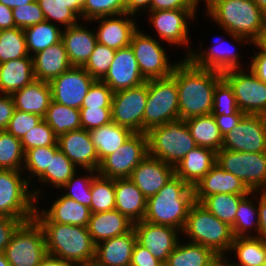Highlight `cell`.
Wrapping results in <instances>:
<instances>
[{
    "instance_id": "1",
    "label": "cell",
    "mask_w": 266,
    "mask_h": 266,
    "mask_svg": "<svg viewBox=\"0 0 266 266\" xmlns=\"http://www.w3.org/2000/svg\"><path fill=\"white\" fill-rule=\"evenodd\" d=\"M171 76L178 88L179 119L211 114L221 72L198 67L187 58L175 64Z\"/></svg>"
},
{
    "instance_id": "2",
    "label": "cell",
    "mask_w": 266,
    "mask_h": 266,
    "mask_svg": "<svg viewBox=\"0 0 266 266\" xmlns=\"http://www.w3.org/2000/svg\"><path fill=\"white\" fill-rule=\"evenodd\" d=\"M194 203L193 187L174 175L161 190L147 198L143 220L183 230Z\"/></svg>"
},
{
    "instance_id": "3",
    "label": "cell",
    "mask_w": 266,
    "mask_h": 266,
    "mask_svg": "<svg viewBox=\"0 0 266 266\" xmlns=\"http://www.w3.org/2000/svg\"><path fill=\"white\" fill-rule=\"evenodd\" d=\"M207 11L237 41L255 43L266 29V14L253 0H218Z\"/></svg>"
},
{
    "instance_id": "4",
    "label": "cell",
    "mask_w": 266,
    "mask_h": 266,
    "mask_svg": "<svg viewBox=\"0 0 266 266\" xmlns=\"http://www.w3.org/2000/svg\"><path fill=\"white\" fill-rule=\"evenodd\" d=\"M43 230L47 254L75 264L95 260V248L87 227L56 222H37Z\"/></svg>"
},
{
    "instance_id": "5",
    "label": "cell",
    "mask_w": 266,
    "mask_h": 266,
    "mask_svg": "<svg viewBox=\"0 0 266 266\" xmlns=\"http://www.w3.org/2000/svg\"><path fill=\"white\" fill-rule=\"evenodd\" d=\"M147 134L148 155L175 167L197 147L185 120L177 119L150 129Z\"/></svg>"
},
{
    "instance_id": "6",
    "label": "cell",
    "mask_w": 266,
    "mask_h": 266,
    "mask_svg": "<svg viewBox=\"0 0 266 266\" xmlns=\"http://www.w3.org/2000/svg\"><path fill=\"white\" fill-rule=\"evenodd\" d=\"M182 231L189 236L190 242L206 246L221 255L230 250L235 238L230 225L197 202L191 206Z\"/></svg>"
},
{
    "instance_id": "7",
    "label": "cell",
    "mask_w": 266,
    "mask_h": 266,
    "mask_svg": "<svg viewBox=\"0 0 266 266\" xmlns=\"http://www.w3.org/2000/svg\"><path fill=\"white\" fill-rule=\"evenodd\" d=\"M177 119H179V102L176 80L172 76L148 80L144 133Z\"/></svg>"
},
{
    "instance_id": "8",
    "label": "cell",
    "mask_w": 266,
    "mask_h": 266,
    "mask_svg": "<svg viewBox=\"0 0 266 266\" xmlns=\"http://www.w3.org/2000/svg\"><path fill=\"white\" fill-rule=\"evenodd\" d=\"M19 171L0 169V216L21 219L23 222L33 219L34 202L38 191L28 193L29 181L21 179Z\"/></svg>"
},
{
    "instance_id": "9",
    "label": "cell",
    "mask_w": 266,
    "mask_h": 266,
    "mask_svg": "<svg viewBox=\"0 0 266 266\" xmlns=\"http://www.w3.org/2000/svg\"><path fill=\"white\" fill-rule=\"evenodd\" d=\"M11 266H36L47 254L43 230L33 218L14 231L4 252Z\"/></svg>"
},
{
    "instance_id": "10",
    "label": "cell",
    "mask_w": 266,
    "mask_h": 266,
    "mask_svg": "<svg viewBox=\"0 0 266 266\" xmlns=\"http://www.w3.org/2000/svg\"><path fill=\"white\" fill-rule=\"evenodd\" d=\"M216 163L239 178L251 194L259 187L266 188V152L247 153L221 149L216 152Z\"/></svg>"
},
{
    "instance_id": "11",
    "label": "cell",
    "mask_w": 266,
    "mask_h": 266,
    "mask_svg": "<svg viewBox=\"0 0 266 266\" xmlns=\"http://www.w3.org/2000/svg\"><path fill=\"white\" fill-rule=\"evenodd\" d=\"M148 98V80L139 86L113 92L111 102L112 122L144 133V111Z\"/></svg>"
},
{
    "instance_id": "12",
    "label": "cell",
    "mask_w": 266,
    "mask_h": 266,
    "mask_svg": "<svg viewBox=\"0 0 266 266\" xmlns=\"http://www.w3.org/2000/svg\"><path fill=\"white\" fill-rule=\"evenodd\" d=\"M147 156V134L133 133L116 152L100 162L97 174L111 179L129 178L132 171Z\"/></svg>"
},
{
    "instance_id": "13",
    "label": "cell",
    "mask_w": 266,
    "mask_h": 266,
    "mask_svg": "<svg viewBox=\"0 0 266 266\" xmlns=\"http://www.w3.org/2000/svg\"><path fill=\"white\" fill-rule=\"evenodd\" d=\"M222 78L230 85L237 100L239 110L246 115L266 116V84L242 70H227Z\"/></svg>"
},
{
    "instance_id": "14",
    "label": "cell",
    "mask_w": 266,
    "mask_h": 266,
    "mask_svg": "<svg viewBox=\"0 0 266 266\" xmlns=\"http://www.w3.org/2000/svg\"><path fill=\"white\" fill-rule=\"evenodd\" d=\"M130 46L140 72L146 80L166 78L172 75L175 65L170 66L165 50L157 40L136 30L132 35Z\"/></svg>"
},
{
    "instance_id": "15",
    "label": "cell",
    "mask_w": 266,
    "mask_h": 266,
    "mask_svg": "<svg viewBox=\"0 0 266 266\" xmlns=\"http://www.w3.org/2000/svg\"><path fill=\"white\" fill-rule=\"evenodd\" d=\"M221 149L237 152H266V116L245 115L237 127L223 137Z\"/></svg>"
},
{
    "instance_id": "16",
    "label": "cell",
    "mask_w": 266,
    "mask_h": 266,
    "mask_svg": "<svg viewBox=\"0 0 266 266\" xmlns=\"http://www.w3.org/2000/svg\"><path fill=\"white\" fill-rule=\"evenodd\" d=\"M95 79L82 67L72 66L49 82L52 100L80 109Z\"/></svg>"
},
{
    "instance_id": "17",
    "label": "cell",
    "mask_w": 266,
    "mask_h": 266,
    "mask_svg": "<svg viewBox=\"0 0 266 266\" xmlns=\"http://www.w3.org/2000/svg\"><path fill=\"white\" fill-rule=\"evenodd\" d=\"M133 229L137 242L146 247L163 264L166 263L167 258L179 241L176 236L178 229L171 226L142 220L134 223Z\"/></svg>"
},
{
    "instance_id": "18",
    "label": "cell",
    "mask_w": 266,
    "mask_h": 266,
    "mask_svg": "<svg viewBox=\"0 0 266 266\" xmlns=\"http://www.w3.org/2000/svg\"><path fill=\"white\" fill-rule=\"evenodd\" d=\"M101 81L113 92L136 87L147 81L140 72L130 45L116 50L114 60Z\"/></svg>"
},
{
    "instance_id": "19",
    "label": "cell",
    "mask_w": 266,
    "mask_h": 266,
    "mask_svg": "<svg viewBox=\"0 0 266 266\" xmlns=\"http://www.w3.org/2000/svg\"><path fill=\"white\" fill-rule=\"evenodd\" d=\"M59 149L74 164H78L87 171L97 172L99 158L91 140L90 132L83 128L69 131L58 137Z\"/></svg>"
},
{
    "instance_id": "20",
    "label": "cell",
    "mask_w": 266,
    "mask_h": 266,
    "mask_svg": "<svg viewBox=\"0 0 266 266\" xmlns=\"http://www.w3.org/2000/svg\"><path fill=\"white\" fill-rule=\"evenodd\" d=\"M174 175L173 166L148 155L132 171L129 179L147 199L161 190Z\"/></svg>"
},
{
    "instance_id": "21",
    "label": "cell",
    "mask_w": 266,
    "mask_h": 266,
    "mask_svg": "<svg viewBox=\"0 0 266 266\" xmlns=\"http://www.w3.org/2000/svg\"><path fill=\"white\" fill-rule=\"evenodd\" d=\"M194 189L195 202L201 203L213 194H250L252 193L242 181L230 172H226L217 163L197 183Z\"/></svg>"
},
{
    "instance_id": "22",
    "label": "cell",
    "mask_w": 266,
    "mask_h": 266,
    "mask_svg": "<svg viewBox=\"0 0 266 266\" xmlns=\"http://www.w3.org/2000/svg\"><path fill=\"white\" fill-rule=\"evenodd\" d=\"M196 9H171L151 11V21L161 39L169 43L188 44V24ZM186 17V18H185Z\"/></svg>"
},
{
    "instance_id": "23",
    "label": "cell",
    "mask_w": 266,
    "mask_h": 266,
    "mask_svg": "<svg viewBox=\"0 0 266 266\" xmlns=\"http://www.w3.org/2000/svg\"><path fill=\"white\" fill-rule=\"evenodd\" d=\"M137 242L134 229L130 232L104 240L95 248V262L99 266H130L133 248Z\"/></svg>"
},
{
    "instance_id": "24",
    "label": "cell",
    "mask_w": 266,
    "mask_h": 266,
    "mask_svg": "<svg viewBox=\"0 0 266 266\" xmlns=\"http://www.w3.org/2000/svg\"><path fill=\"white\" fill-rule=\"evenodd\" d=\"M41 213L42 214L39 215L37 208L35 209L33 218L37 222H56L59 224H71L83 227L88 226L92 214L89 207L64 195L53 203L48 213L45 211Z\"/></svg>"
},
{
    "instance_id": "25",
    "label": "cell",
    "mask_w": 266,
    "mask_h": 266,
    "mask_svg": "<svg viewBox=\"0 0 266 266\" xmlns=\"http://www.w3.org/2000/svg\"><path fill=\"white\" fill-rule=\"evenodd\" d=\"M35 80L50 82L72 67L63 42L52 45L32 57Z\"/></svg>"
},
{
    "instance_id": "26",
    "label": "cell",
    "mask_w": 266,
    "mask_h": 266,
    "mask_svg": "<svg viewBox=\"0 0 266 266\" xmlns=\"http://www.w3.org/2000/svg\"><path fill=\"white\" fill-rule=\"evenodd\" d=\"M133 222L118 210L91 214L88 222V232L95 245L101 241L124 235L133 229Z\"/></svg>"
},
{
    "instance_id": "27",
    "label": "cell",
    "mask_w": 266,
    "mask_h": 266,
    "mask_svg": "<svg viewBox=\"0 0 266 266\" xmlns=\"http://www.w3.org/2000/svg\"><path fill=\"white\" fill-rule=\"evenodd\" d=\"M115 209L136 223L144 219L147 199L129 178L114 179Z\"/></svg>"
},
{
    "instance_id": "28",
    "label": "cell",
    "mask_w": 266,
    "mask_h": 266,
    "mask_svg": "<svg viewBox=\"0 0 266 266\" xmlns=\"http://www.w3.org/2000/svg\"><path fill=\"white\" fill-rule=\"evenodd\" d=\"M215 163L216 152L213 149L197 146L174 167V172L194 188Z\"/></svg>"
},
{
    "instance_id": "29",
    "label": "cell",
    "mask_w": 266,
    "mask_h": 266,
    "mask_svg": "<svg viewBox=\"0 0 266 266\" xmlns=\"http://www.w3.org/2000/svg\"><path fill=\"white\" fill-rule=\"evenodd\" d=\"M15 109L45 117L52 101L49 82L34 80L11 94Z\"/></svg>"
},
{
    "instance_id": "30",
    "label": "cell",
    "mask_w": 266,
    "mask_h": 266,
    "mask_svg": "<svg viewBox=\"0 0 266 266\" xmlns=\"http://www.w3.org/2000/svg\"><path fill=\"white\" fill-rule=\"evenodd\" d=\"M72 66H83L96 46V34L79 24L67 27L62 33V40Z\"/></svg>"
},
{
    "instance_id": "31",
    "label": "cell",
    "mask_w": 266,
    "mask_h": 266,
    "mask_svg": "<svg viewBox=\"0 0 266 266\" xmlns=\"http://www.w3.org/2000/svg\"><path fill=\"white\" fill-rule=\"evenodd\" d=\"M34 80L33 59L30 55L0 64V92L2 95H11Z\"/></svg>"
},
{
    "instance_id": "32",
    "label": "cell",
    "mask_w": 266,
    "mask_h": 266,
    "mask_svg": "<svg viewBox=\"0 0 266 266\" xmlns=\"http://www.w3.org/2000/svg\"><path fill=\"white\" fill-rule=\"evenodd\" d=\"M97 20H101L100 27L96 33V39L99 44L105 45L109 48L118 50L130 45L131 38L134 32L137 30L135 23L129 18L107 19V17H99Z\"/></svg>"
},
{
    "instance_id": "33",
    "label": "cell",
    "mask_w": 266,
    "mask_h": 266,
    "mask_svg": "<svg viewBox=\"0 0 266 266\" xmlns=\"http://www.w3.org/2000/svg\"><path fill=\"white\" fill-rule=\"evenodd\" d=\"M89 132L97 151L99 165L105 157L116 152L133 134L130 129L114 122L92 129Z\"/></svg>"
},
{
    "instance_id": "34",
    "label": "cell",
    "mask_w": 266,
    "mask_h": 266,
    "mask_svg": "<svg viewBox=\"0 0 266 266\" xmlns=\"http://www.w3.org/2000/svg\"><path fill=\"white\" fill-rule=\"evenodd\" d=\"M192 138L197 146L221 150L223 136L212 114L191 117L185 120Z\"/></svg>"
},
{
    "instance_id": "35",
    "label": "cell",
    "mask_w": 266,
    "mask_h": 266,
    "mask_svg": "<svg viewBox=\"0 0 266 266\" xmlns=\"http://www.w3.org/2000/svg\"><path fill=\"white\" fill-rule=\"evenodd\" d=\"M43 119L57 137L82 128L80 109L71 108L53 100Z\"/></svg>"
},
{
    "instance_id": "36",
    "label": "cell",
    "mask_w": 266,
    "mask_h": 266,
    "mask_svg": "<svg viewBox=\"0 0 266 266\" xmlns=\"http://www.w3.org/2000/svg\"><path fill=\"white\" fill-rule=\"evenodd\" d=\"M216 255L212 249L200 244L190 242L181 246L178 243L164 266H204Z\"/></svg>"
},
{
    "instance_id": "37",
    "label": "cell",
    "mask_w": 266,
    "mask_h": 266,
    "mask_svg": "<svg viewBox=\"0 0 266 266\" xmlns=\"http://www.w3.org/2000/svg\"><path fill=\"white\" fill-rule=\"evenodd\" d=\"M230 249L236 251L240 264L229 263V266H259L266 263V243L258 236L236 237Z\"/></svg>"
},
{
    "instance_id": "38",
    "label": "cell",
    "mask_w": 266,
    "mask_h": 266,
    "mask_svg": "<svg viewBox=\"0 0 266 266\" xmlns=\"http://www.w3.org/2000/svg\"><path fill=\"white\" fill-rule=\"evenodd\" d=\"M49 21L24 28L26 47L28 53L32 50L35 54L55 45L62 40V31Z\"/></svg>"
},
{
    "instance_id": "39",
    "label": "cell",
    "mask_w": 266,
    "mask_h": 266,
    "mask_svg": "<svg viewBox=\"0 0 266 266\" xmlns=\"http://www.w3.org/2000/svg\"><path fill=\"white\" fill-rule=\"evenodd\" d=\"M228 47H222L223 49L221 50L219 49L221 47L216 49L217 45L213 46L210 48L208 55H205L202 52L201 54H193L191 51V53L188 54L189 56L187 58L198 67L215 70L221 73L232 69L237 70L239 68L237 62L238 56L235 52H233V50H229Z\"/></svg>"
},
{
    "instance_id": "40",
    "label": "cell",
    "mask_w": 266,
    "mask_h": 266,
    "mask_svg": "<svg viewBox=\"0 0 266 266\" xmlns=\"http://www.w3.org/2000/svg\"><path fill=\"white\" fill-rule=\"evenodd\" d=\"M250 194H213L200 204L222 222L232 226L239 203Z\"/></svg>"
},
{
    "instance_id": "41",
    "label": "cell",
    "mask_w": 266,
    "mask_h": 266,
    "mask_svg": "<svg viewBox=\"0 0 266 266\" xmlns=\"http://www.w3.org/2000/svg\"><path fill=\"white\" fill-rule=\"evenodd\" d=\"M28 55L23 29L0 30V64Z\"/></svg>"
},
{
    "instance_id": "42",
    "label": "cell",
    "mask_w": 266,
    "mask_h": 266,
    "mask_svg": "<svg viewBox=\"0 0 266 266\" xmlns=\"http://www.w3.org/2000/svg\"><path fill=\"white\" fill-rule=\"evenodd\" d=\"M91 213L111 211L115 209L114 179L95 176L91 183Z\"/></svg>"
},
{
    "instance_id": "43",
    "label": "cell",
    "mask_w": 266,
    "mask_h": 266,
    "mask_svg": "<svg viewBox=\"0 0 266 266\" xmlns=\"http://www.w3.org/2000/svg\"><path fill=\"white\" fill-rule=\"evenodd\" d=\"M23 157V158H22ZM21 159H25V152L20 139L16 138L6 130L0 131V169H21Z\"/></svg>"
},
{
    "instance_id": "44",
    "label": "cell",
    "mask_w": 266,
    "mask_h": 266,
    "mask_svg": "<svg viewBox=\"0 0 266 266\" xmlns=\"http://www.w3.org/2000/svg\"><path fill=\"white\" fill-rule=\"evenodd\" d=\"M75 165L58 149L46 171L39 177L42 182H50L56 187H62L73 175H75Z\"/></svg>"
},
{
    "instance_id": "45",
    "label": "cell",
    "mask_w": 266,
    "mask_h": 266,
    "mask_svg": "<svg viewBox=\"0 0 266 266\" xmlns=\"http://www.w3.org/2000/svg\"><path fill=\"white\" fill-rule=\"evenodd\" d=\"M115 15L130 16L125 14V0H85L82 7V16L89 21Z\"/></svg>"
},
{
    "instance_id": "46",
    "label": "cell",
    "mask_w": 266,
    "mask_h": 266,
    "mask_svg": "<svg viewBox=\"0 0 266 266\" xmlns=\"http://www.w3.org/2000/svg\"><path fill=\"white\" fill-rule=\"evenodd\" d=\"M115 53V49L97 43L93 53L82 67L95 80H101L108 72L111 63L114 60Z\"/></svg>"
},
{
    "instance_id": "47",
    "label": "cell",
    "mask_w": 266,
    "mask_h": 266,
    "mask_svg": "<svg viewBox=\"0 0 266 266\" xmlns=\"http://www.w3.org/2000/svg\"><path fill=\"white\" fill-rule=\"evenodd\" d=\"M239 110L237 100L230 85L222 78L215 86L213 94V116L231 115Z\"/></svg>"
},
{
    "instance_id": "48",
    "label": "cell",
    "mask_w": 266,
    "mask_h": 266,
    "mask_svg": "<svg viewBox=\"0 0 266 266\" xmlns=\"http://www.w3.org/2000/svg\"><path fill=\"white\" fill-rule=\"evenodd\" d=\"M20 141L24 152H26L36 147L54 146L58 141V137L54 134L46 121L42 119V121L28 131Z\"/></svg>"
},
{
    "instance_id": "49",
    "label": "cell",
    "mask_w": 266,
    "mask_h": 266,
    "mask_svg": "<svg viewBox=\"0 0 266 266\" xmlns=\"http://www.w3.org/2000/svg\"><path fill=\"white\" fill-rule=\"evenodd\" d=\"M59 149L58 142L54 146L36 147L25 152V163L28 170L40 177L51 162V156Z\"/></svg>"
},
{
    "instance_id": "50",
    "label": "cell",
    "mask_w": 266,
    "mask_h": 266,
    "mask_svg": "<svg viewBox=\"0 0 266 266\" xmlns=\"http://www.w3.org/2000/svg\"><path fill=\"white\" fill-rule=\"evenodd\" d=\"M46 21L55 19L67 27L77 24L76 14L59 0H36Z\"/></svg>"
},
{
    "instance_id": "51",
    "label": "cell",
    "mask_w": 266,
    "mask_h": 266,
    "mask_svg": "<svg viewBox=\"0 0 266 266\" xmlns=\"http://www.w3.org/2000/svg\"><path fill=\"white\" fill-rule=\"evenodd\" d=\"M255 212H257L255 214ZM255 215H257L256 219V230L259 233V223H258V209H255L253 207L252 203L250 200H248L246 197L239 203L237 212H236V217L234 224L231 226L232 227V232L234 234V237H244L245 232L247 231V228H251V224L253 221L255 222ZM254 219V220H253Z\"/></svg>"
},
{
    "instance_id": "52",
    "label": "cell",
    "mask_w": 266,
    "mask_h": 266,
    "mask_svg": "<svg viewBox=\"0 0 266 266\" xmlns=\"http://www.w3.org/2000/svg\"><path fill=\"white\" fill-rule=\"evenodd\" d=\"M42 119L43 118L39 115L15 109L6 131L21 140L24 135L38 125Z\"/></svg>"
},
{
    "instance_id": "53",
    "label": "cell",
    "mask_w": 266,
    "mask_h": 266,
    "mask_svg": "<svg viewBox=\"0 0 266 266\" xmlns=\"http://www.w3.org/2000/svg\"><path fill=\"white\" fill-rule=\"evenodd\" d=\"M113 91L101 80H95L85 96L82 107L111 108Z\"/></svg>"
},
{
    "instance_id": "54",
    "label": "cell",
    "mask_w": 266,
    "mask_h": 266,
    "mask_svg": "<svg viewBox=\"0 0 266 266\" xmlns=\"http://www.w3.org/2000/svg\"><path fill=\"white\" fill-rule=\"evenodd\" d=\"M15 26L17 28H27L29 26L45 21L43 11L39 7L37 1L24 6H19L12 9Z\"/></svg>"
},
{
    "instance_id": "55",
    "label": "cell",
    "mask_w": 266,
    "mask_h": 266,
    "mask_svg": "<svg viewBox=\"0 0 266 266\" xmlns=\"http://www.w3.org/2000/svg\"><path fill=\"white\" fill-rule=\"evenodd\" d=\"M75 176L73 175L62 187H66L67 189H71V192H67L64 196L69 197L78 203L85 205L90 208L91 210V183L94 176L90 177H83V178H77L75 179ZM77 180V181H76ZM79 184V185H78ZM77 186V187H76ZM79 186V188H78ZM76 189H74V188Z\"/></svg>"
},
{
    "instance_id": "56",
    "label": "cell",
    "mask_w": 266,
    "mask_h": 266,
    "mask_svg": "<svg viewBox=\"0 0 266 266\" xmlns=\"http://www.w3.org/2000/svg\"><path fill=\"white\" fill-rule=\"evenodd\" d=\"M81 125L85 130H92L112 122L111 108L81 107Z\"/></svg>"
},
{
    "instance_id": "57",
    "label": "cell",
    "mask_w": 266,
    "mask_h": 266,
    "mask_svg": "<svg viewBox=\"0 0 266 266\" xmlns=\"http://www.w3.org/2000/svg\"><path fill=\"white\" fill-rule=\"evenodd\" d=\"M23 221L8 216H0V253H4L14 231Z\"/></svg>"
},
{
    "instance_id": "58",
    "label": "cell",
    "mask_w": 266,
    "mask_h": 266,
    "mask_svg": "<svg viewBox=\"0 0 266 266\" xmlns=\"http://www.w3.org/2000/svg\"><path fill=\"white\" fill-rule=\"evenodd\" d=\"M130 266H164V264L156 259L146 247L136 242Z\"/></svg>"
},
{
    "instance_id": "59",
    "label": "cell",
    "mask_w": 266,
    "mask_h": 266,
    "mask_svg": "<svg viewBox=\"0 0 266 266\" xmlns=\"http://www.w3.org/2000/svg\"><path fill=\"white\" fill-rule=\"evenodd\" d=\"M246 114L238 110L235 114L214 116L221 135L224 137L233 131Z\"/></svg>"
},
{
    "instance_id": "60",
    "label": "cell",
    "mask_w": 266,
    "mask_h": 266,
    "mask_svg": "<svg viewBox=\"0 0 266 266\" xmlns=\"http://www.w3.org/2000/svg\"><path fill=\"white\" fill-rule=\"evenodd\" d=\"M195 9L192 0H151L150 11Z\"/></svg>"
},
{
    "instance_id": "61",
    "label": "cell",
    "mask_w": 266,
    "mask_h": 266,
    "mask_svg": "<svg viewBox=\"0 0 266 266\" xmlns=\"http://www.w3.org/2000/svg\"><path fill=\"white\" fill-rule=\"evenodd\" d=\"M3 96H0V131L6 130L15 110L12 96L10 94Z\"/></svg>"
},
{
    "instance_id": "62",
    "label": "cell",
    "mask_w": 266,
    "mask_h": 266,
    "mask_svg": "<svg viewBox=\"0 0 266 266\" xmlns=\"http://www.w3.org/2000/svg\"><path fill=\"white\" fill-rule=\"evenodd\" d=\"M254 44L257 45L261 51L252 59L250 71L266 84V51L257 42Z\"/></svg>"
},
{
    "instance_id": "63",
    "label": "cell",
    "mask_w": 266,
    "mask_h": 266,
    "mask_svg": "<svg viewBox=\"0 0 266 266\" xmlns=\"http://www.w3.org/2000/svg\"><path fill=\"white\" fill-rule=\"evenodd\" d=\"M259 199L258 206V223H259V238L266 243V190H264Z\"/></svg>"
},
{
    "instance_id": "64",
    "label": "cell",
    "mask_w": 266,
    "mask_h": 266,
    "mask_svg": "<svg viewBox=\"0 0 266 266\" xmlns=\"http://www.w3.org/2000/svg\"><path fill=\"white\" fill-rule=\"evenodd\" d=\"M16 28L12 13V8H9L0 3V30Z\"/></svg>"
},
{
    "instance_id": "65",
    "label": "cell",
    "mask_w": 266,
    "mask_h": 266,
    "mask_svg": "<svg viewBox=\"0 0 266 266\" xmlns=\"http://www.w3.org/2000/svg\"><path fill=\"white\" fill-rule=\"evenodd\" d=\"M150 3L151 0H125V14L133 15L140 8L147 6L149 7L150 10Z\"/></svg>"
},
{
    "instance_id": "66",
    "label": "cell",
    "mask_w": 266,
    "mask_h": 266,
    "mask_svg": "<svg viewBox=\"0 0 266 266\" xmlns=\"http://www.w3.org/2000/svg\"><path fill=\"white\" fill-rule=\"evenodd\" d=\"M36 266H74V264L63 259H59L56 256L46 254L41 262Z\"/></svg>"
},
{
    "instance_id": "67",
    "label": "cell",
    "mask_w": 266,
    "mask_h": 266,
    "mask_svg": "<svg viewBox=\"0 0 266 266\" xmlns=\"http://www.w3.org/2000/svg\"><path fill=\"white\" fill-rule=\"evenodd\" d=\"M66 5V8L71 9L77 16L82 15V7L85 0H59Z\"/></svg>"
},
{
    "instance_id": "68",
    "label": "cell",
    "mask_w": 266,
    "mask_h": 266,
    "mask_svg": "<svg viewBox=\"0 0 266 266\" xmlns=\"http://www.w3.org/2000/svg\"><path fill=\"white\" fill-rule=\"evenodd\" d=\"M36 0H0V3H2L3 5L9 7V8H16L19 6H24L27 5L29 3H32Z\"/></svg>"
},
{
    "instance_id": "69",
    "label": "cell",
    "mask_w": 266,
    "mask_h": 266,
    "mask_svg": "<svg viewBox=\"0 0 266 266\" xmlns=\"http://www.w3.org/2000/svg\"><path fill=\"white\" fill-rule=\"evenodd\" d=\"M223 257V255L217 254L209 263L204 266H229V264L225 262L226 258L224 259Z\"/></svg>"
},
{
    "instance_id": "70",
    "label": "cell",
    "mask_w": 266,
    "mask_h": 266,
    "mask_svg": "<svg viewBox=\"0 0 266 266\" xmlns=\"http://www.w3.org/2000/svg\"><path fill=\"white\" fill-rule=\"evenodd\" d=\"M257 43L266 51V29L260 36V39L257 41Z\"/></svg>"
},
{
    "instance_id": "71",
    "label": "cell",
    "mask_w": 266,
    "mask_h": 266,
    "mask_svg": "<svg viewBox=\"0 0 266 266\" xmlns=\"http://www.w3.org/2000/svg\"><path fill=\"white\" fill-rule=\"evenodd\" d=\"M253 1L266 14V0H253Z\"/></svg>"
},
{
    "instance_id": "72",
    "label": "cell",
    "mask_w": 266,
    "mask_h": 266,
    "mask_svg": "<svg viewBox=\"0 0 266 266\" xmlns=\"http://www.w3.org/2000/svg\"><path fill=\"white\" fill-rule=\"evenodd\" d=\"M199 0H192L194 8L196 9V5L198 4ZM218 0H206L207 8L209 9L211 6H213Z\"/></svg>"
},
{
    "instance_id": "73",
    "label": "cell",
    "mask_w": 266,
    "mask_h": 266,
    "mask_svg": "<svg viewBox=\"0 0 266 266\" xmlns=\"http://www.w3.org/2000/svg\"><path fill=\"white\" fill-rule=\"evenodd\" d=\"M0 266H11L4 253H0Z\"/></svg>"
},
{
    "instance_id": "74",
    "label": "cell",
    "mask_w": 266,
    "mask_h": 266,
    "mask_svg": "<svg viewBox=\"0 0 266 266\" xmlns=\"http://www.w3.org/2000/svg\"><path fill=\"white\" fill-rule=\"evenodd\" d=\"M74 266H99L95 261L89 263L75 264Z\"/></svg>"
}]
</instances>
